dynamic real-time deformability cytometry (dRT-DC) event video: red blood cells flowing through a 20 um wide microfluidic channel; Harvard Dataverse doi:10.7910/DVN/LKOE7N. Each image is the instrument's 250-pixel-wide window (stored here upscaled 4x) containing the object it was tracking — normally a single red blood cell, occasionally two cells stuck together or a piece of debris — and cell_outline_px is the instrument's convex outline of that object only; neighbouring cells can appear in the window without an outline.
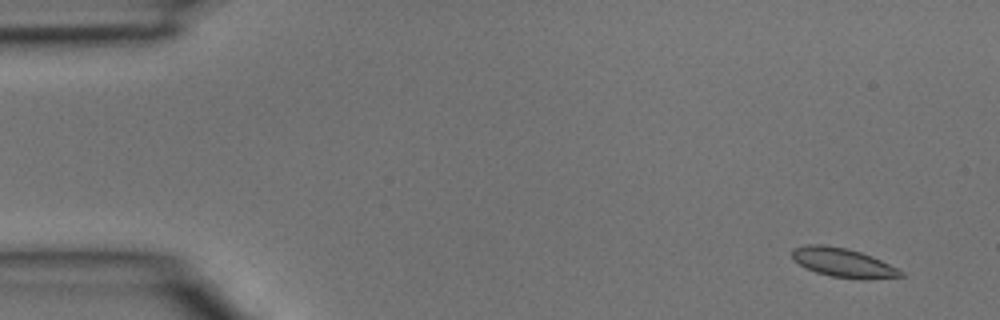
{"species": "common noctule bat (a hibernating species)", "species_latin": "Nyctalus noctula", "temperature_condition": "room temperature", "stored_images_in_passage": 4, "camera_frame_rate_fps": 3000, "um_per_image_px": 0.085, "animal": {"sex": "male", "body_mass_g": 15.6}, "frame": {"image": 1, "passage_image": 1, "time_ms": 0.0, "image_size_px": [1000, 320], "cell_outline_px": [[904, 276], [864, 280], [832, 276], [816, 272], [792, 260], [792, 248], [808, 244], [824, 244], [848, 248], [872, 256], [904, 272]], "centroid_in_image_um": [71.65, 22.32], "position_along_channel_um": 13.4, "area_um2": 18.38}}